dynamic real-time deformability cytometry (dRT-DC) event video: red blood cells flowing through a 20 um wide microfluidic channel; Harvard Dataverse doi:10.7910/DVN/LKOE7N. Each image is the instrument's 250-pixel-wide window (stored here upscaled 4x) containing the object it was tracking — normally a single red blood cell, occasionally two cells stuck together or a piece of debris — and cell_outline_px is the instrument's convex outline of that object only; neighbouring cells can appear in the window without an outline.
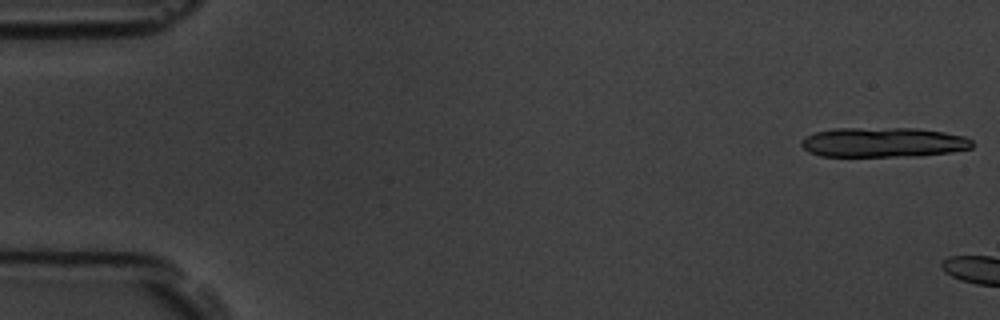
{"species": "common noctule bat (a hibernating species)", "species_latin": "Nyctalus noctula", "temperature_condition": "room temperature", "stored_images_in_passage": 3, "camera_frame_rate_fps": 3000, "um_per_image_px": 0.085, "animal": {"sex": "male", "body_mass_g": 19.5, "forearm_length_mm": 54.6}, "frame": {"image": 1, "passage_image": 1, "time_ms": 0.0, "image_size_px": [1000, 320], "cell_outline_px": [[976, 144], [972, 148], [952, 152], [920, 156], [820, 156], [808, 152], [800, 144], [800, 140], [804, 136], [816, 132], [836, 128], [916, 128], [944, 132], [964, 136], [972, 140]], "centroid_in_image_um": [75.09, 12.1], "position_along_channel_um": 9.9, "area_um2": 30.0}}